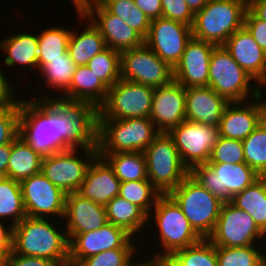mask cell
<instances>
[{
  "label": "cell",
  "mask_w": 266,
  "mask_h": 266,
  "mask_svg": "<svg viewBox=\"0 0 266 266\" xmlns=\"http://www.w3.org/2000/svg\"><path fill=\"white\" fill-rule=\"evenodd\" d=\"M108 87L86 66H77L70 87L57 99L68 104H81L95 111L105 102Z\"/></svg>",
  "instance_id": "26"
},
{
  "label": "cell",
  "mask_w": 266,
  "mask_h": 266,
  "mask_svg": "<svg viewBox=\"0 0 266 266\" xmlns=\"http://www.w3.org/2000/svg\"><path fill=\"white\" fill-rule=\"evenodd\" d=\"M261 124L260 93L245 102L229 103L221 116L219 136L243 141Z\"/></svg>",
  "instance_id": "24"
},
{
  "label": "cell",
  "mask_w": 266,
  "mask_h": 266,
  "mask_svg": "<svg viewBox=\"0 0 266 266\" xmlns=\"http://www.w3.org/2000/svg\"><path fill=\"white\" fill-rule=\"evenodd\" d=\"M193 37L191 26L164 17L151 20L144 43L172 68Z\"/></svg>",
  "instance_id": "17"
},
{
  "label": "cell",
  "mask_w": 266,
  "mask_h": 266,
  "mask_svg": "<svg viewBox=\"0 0 266 266\" xmlns=\"http://www.w3.org/2000/svg\"><path fill=\"white\" fill-rule=\"evenodd\" d=\"M80 28L71 29L68 52L77 66H84L98 53L107 48L100 31L83 15L81 9H75ZM84 20V21H83ZM85 23V24H84ZM85 27H84V25ZM83 25V26H82ZM81 32V33H80Z\"/></svg>",
  "instance_id": "28"
},
{
  "label": "cell",
  "mask_w": 266,
  "mask_h": 266,
  "mask_svg": "<svg viewBox=\"0 0 266 266\" xmlns=\"http://www.w3.org/2000/svg\"><path fill=\"white\" fill-rule=\"evenodd\" d=\"M185 87L176 81L155 88L150 119L159 132L168 133L186 120Z\"/></svg>",
  "instance_id": "20"
},
{
  "label": "cell",
  "mask_w": 266,
  "mask_h": 266,
  "mask_svg": "<svg viewBox=\"0 0 266 266\" xmlns=\"http://www.w3.org/2000/svg\"><path fill=\"white\" fill-rule=\"evenodd\" d=\"M13 250V246H0V266H6L9 253Z\"/></svg>",
  "instance_id": "54"
},
{
  "label": "cell",
  "mask_w": 266,
  "mask_h": 266,
  "mask_svg": "<svg viewBox=\"0 0 266 266\" xmlns=\"http://www.w3.org/2000/svg\"><path fill=\"white\" fill-rule=\"evenodd\" d=\"M12 151V142L0 146V177H7V167Z\"/></svg>",
  "instance_id": "51"
},
{
  "label": "cell",
  "mask_w": 266,
  "mask_h": 266,
  "mask_svg": "<svg viewBox=\"0 0 266 266\" xmlns=\"http://www.w3.org/2000/svg\"><path fill=\"white\" fill-rule=\"evenodd\" d=\"M216 46L192 37L173 68L174 81L185 88L208 86L210 57Z\"/></svg>",
  "instance_id": "19"
},
{
  "label": "cell",
  "mask_w": 266,
  "mask_h": 266,
  "mask_svg": "<svg viewBox=\"0 0 266 266\" xmlns=\"http://www.w3.org/2000/svg\"><path fill=\"white\" fill-rule=\"evenodd\" d=\"M110 13L123 19L125 23L138 31L144 38L147 36L150 20L136 7L134 0H97Z\"/></svg>",
  "instance_id": "39"
},
{
  "label": "cell",
  "mask_w": 266,
  "mask_h": 266,
  "mask_svg": "<svg viewBox=\"0 0 266 266\" xmlns=\"http://www.w3.org/2000/svg\"><path fill=\"white\" fill-rule=\"evenodd\" d=\"M97 154L96 142L89 146L70 147L57 151L42 158L41 172L66 194L75 193L80 189L85 173Z\"/></svg>",
  "instance_id": "10"
},
{
  "label": "cell",
  "mask_w": 266,
  "mask_h": 266,
  "mask_svg": "<svg viewBox=\"0 0 266 266\" xmlns=\"http://www.w3.org/2000/svg\"><path fill=\"white\" fill-rule=\"evenodd\" d=\"M120 78L153 88L174 80L173 68L145 43L120 52Z\"/></svg>",
  "instance_id": "13"
},
{
  "label": "cell",
  "mask_w": 266,
  "mask_h": 266,
  "mask_svg": "<svg viewBox=\"0 0 266 266\" xmlns=\"http://www.w3.org/2000/svg\"><path fill=\"white\" fill-rule=\"evenodd\" d=\"M6 266H57L53 261L34 256H23L9 253Z\"/></svg>",
  "instance_id": "48"
},
{
  "label": "cell",
  "mask_w": 266,
  "mask_h": 266,
  "mask_svg": "<svg viewBox=\"0 0 266 266\" xmlns=\"http://www.w3.org/2000/svg\"><path fill=\"white\" fill-rule=\"evenodd\" d=\"M208 87L229 103L258 97L260 85L232 58L223 45L216 46L210 57Z\"/></svg>",
  "instance_id": "6"
},
{
  "label": "cell",
  "mask_w": 266,
  "mask_h": 266,
  "mask_svg": "<svg viewBox=\"0 0 266 266\" xmlns=\"http://www.w3.org/2000/svg\"><path fill=\"white\" fill-rule=\"evenodd\" d=\"M57 266H71L69 263H64V264H60V265H57Z\"/></svg>",
  "instance_id": "59"
},
{
  "label": "cell",
  "mask_w": 266,
  "mask_h": 266,
  "mask_svg": "<svg viewBox=\"0 0 266 266\" xmlns=\"http://www.w3.org/2000/svg\"><path fill=\"white\" fill-rule=\"evenodd\" d=\"M134 3L150 21L162 17L161 0H134Z\"/></svg>",
  "instance_id": "49"
},
{
  "label": "cell",
  "mask_w": 266,
  "mask_h": 266,
  "mask_svg": "<svg viewBox=\"0 0 266 266\" xmlns=\"http://www.w3.org/2000/svg\"><path fill=\"white\" fill-rule=\"evenodd\" d=\"M216 247L266 245V235L253 218L231 202L223 203L212 234L207 238ZM260 242V243H259Z\"/></svg>",
  "instance_id": "12"
},
{
  "label": "cell",
  "mask_w": 266,
  "mask_h": 266,
  "mask_svg": "<svg viewBox=\"0 0 266 266\" xmlns=\"http://www.w3.org/2000/svg\"><path fill=\"white\" fill-rule=\"evenodd\" d=\"M189 175L222 202L252 185L261 176L246 163H207L194 165Z\"/></svg>",
  "instance_id": "9"
},
{
  "label": "cell",
  "mask_w": 266,
  "mask_h": 266,
  "mask_svg": "<svg viewBox=\"0 0 266 266\" xmlns=\"http://www.w3.org/2000/svg\"><path fill=\"white\" fill-rule=\"evenodd\" d=\"M8 74L9 73L5 72V69L2 70V68H0V108L21 106L20 97L15 96L18 91L14 89V84L10 77H8Z\"/></svg>",
  "instance_id": "47"
},
{
  "label": "cell",
  "mask_w": 266,
  "mask_h": 266,
  "mask_svg": "<svg viewBox=\"0 0 266 266\" xmlns=\"http://www.w3.org/2000/svg\"><path fill=\"white\" fill-rule=\"evenodd\" d=\"M141 252L144 251L141 249H111L87 257L77 266H136L140 262L139 259L143 258Z\"/></svg>",
  "instance_id": "42"
},
{
  "label": "cell",
  "mask_w": 266,
  "mask_h": 266,
  "mask_svg": "<svg viewBox=\"0 0 266 266\" xmlns=\"http://www.w3.org/2000/svg\"><path fill=\"white\" fill-rule=\"evenodd\" d=\"M24 209L28 217L62 220L66 193L55 186L42 172L20 182ZM62 218V219H61Z\"/></svg>",
  "instance_id": "16"
},
{
  "label": "cell",
  "mask_w": 266,
  "mask_h": 266,
  "mask_svg": "<svg viewBox=\"0 0 266 266\" xmlns=\"http://www.w3.org/2000/svg\"><path fill=\"white\" fill-rule=\"evenodd\" d=\"M232 58L260 86L266 80V53L243 26L223 44Z\"/></svg>",
  "instance_id": "22"
},
{
  "label": "cell",
  "mask_w": 266,
  "mask_h": 266,
  "mask_svg": "<svg viewBox=\"0 0 266 266\" xmlns=\"http://www.w3.org/2000/svg\"><path fill=\"white\" fill-rule=\"evenodd\" d=\"M169 195L180 206L195 232L202 239L208 238L216 226L224 202L206 190L189 174Z\"/></svg>",
  "instance_id": "7"
},
{
  "label": "cell",
  "mask_w": 266,
  "mask_h": 266,
  "mask_svg": "<svg viewBox=\"0 0 266 266\" xmlns=\"http://www.w3.org/2000/svg\"><path fill=\"white\" fill-rule=\"evenodd\" d=\"M121 181L109 162L99 154L91 161L78 194L83 198L105 206L119 194Z\"/></svg>",
  "instance_id": "23"
},
{
  "label": "cell",
  "mask_w": 266,
  "mask_h": 266,
  "mask_svg": "<svg viewBox=\"0 0 266 266\" xmlns=\"http://www.w3.org/2000/svg\"><path fill=\"white\" fill-rule=\"evenodd\" d=\"M147 220V223H149L148 225H151L147 226L149 229L147 228L146 231L152 230L153 232H148L147 236L149 235L153 238L152 235H156V238L154 237V239H151V243L155 241L156 247H152L155 248L156 251L153 252L152 250L151 253L149 251L147 255L145 254L144 257H148V259L146 257V260L164 262L174 252L194 245L202 239L191 227L189 220L182 212L180 206L169 194H161L158 197ZM150 227L152 228L150 229ZM154 229L156 233L153 231Z\"/></svg>",
  "instance_id": "2"
},
{
  "label": "cell",
  "mask_w": 266,
  "mask_h": 266,
  "mask_svg": "<svg viewBox=\"0 0 266 266\" xmlns=\"http://www.w3.org/2000/svg\"><path fill=\"white\" fill-rule=\"evenodd\" d=\"M22 97L19 136L41 156L95 143L96 111L90 106Z\"/></svg>",
  "instance_id": "1"
},
{
  "label": "cell",
  "mask_w": 266,
  "mask_h": 266,
  "mask_svg": "<svg viewBox=\"0 0 266 266\" xmlns=\"http://www.w3.org/2000/svg\"><path fill=\"white\" fill-rule=\"evenodd\" d=\"M247 9L248 0H209L194 14L191 26L193 38L223 45L243 27Z\"/></svg>",
  "instance_id": "5"
},
{
  "label": "cell",
  "mask_w": 266,
  "mask_h": 266,
  "mask_svg": "<svg viewBox=\"0 0 266 266\" xmlns=\"http://www.w3.org/2000/svg\"><path fill=\"white\" fill-rule=\"evenodd\" d=\"M42 158L21 136L12 142L7 177L21 182L41 172Z\"/></svg>",
  "instance_id": "31"
},
{
  "label": "cell",
  "mask_w": 266,
  "mask_h": 266,
  "mask_svg": "<svg viewBox=\"0 0 266 266\" xmlns=\"http://www.w3.org/2000/svg\"><path fill=\"white\" fill-rule=\"evenodd\" d=\"M231 203L247 212L257 227L266 235V176L231 198Z\"/></svg>",
  "instance_id": "32"
},
{
  "label": "cell",
  "mask_w": 266,
  "mask_h": 266,
  "mask_svg": "<svg viewBox=\"0 0 266 266\" xmlns=\"http://www.w3.org/2000/svg\"><path fill=\"white\" fill-rule=\"evenodd\" d=\"M208 163H245L242 141L219 136Z\"/></svg>",
  "instance_id": "43"
},
{
  "label": "cell",
  "mask_w": 266,
  "mask_h": 266,
  "mask_svg": "<svg viewBox=\"0 0 266 266\" xmlns=\"http://www.w3.org/2000/svg\"><path fill=\"white\" fill-rule=\"evenodd\" d=\"M71 28L68 27H47L38 32V70L47 63V59L62 58L68 51V43Z\"/></svg>",
  "instance_id": "36"
},
{
  "label": "cell",
  "mask_w": 266,
  "mask_h": 266,
  "mask_svg": "<svg viewBox=\"0 0 266 266\" xmlns=\"http://www.w3.org/2000/svg\"><path fill=\"white\" fill-rule=\"evenodd\" d=\"M77 65L71 59V56L68 51H66L62 58H55V59H47V63L44 64L39 70L38 75L42 76L43 80L45 81V86L48 90L51 91H59L58 94L50 93H43L42 95H35V93H31L30 99L35 100H57L69 87L72 81L73 74L75 73ZM47 94V95H46Z\"/></svg>",
  "instance_id": "29"
},
{
  "label": "cell",
  "mask_w": 266,
  "mask_h": 266,
  "mask_svg": "<svg viewBox=\"0 0 266 266\" xmlns=\"http://www.w3.org/2000/svg\"><path fill=\"white\" fill-rule=\"evenodd\" d=\"M137 240L122 227L108 222L97 230L76 234L69 240V264L77 266L83 259L111 249L146 246Z\"/></svg>",
  "instance_id": "14"
},
{
  "label": "cell",
  "mask_w": 266,
  "mask_h": 266,
  "mask_svg": "<svg viewBox=\"0 0 266 266\" xmlns=\"http://www.w3.org/2000/svg\"><path fill=\"white\" fill-rule=\"evenodd\" d=\"M81 11L100 31L107 47L122 52L144 44V37L138 31L110 13L100 2H89Z\"/></svg>",
  "instance_id": "18"
},
{
  "label": "cell",
  "mask_w": 266,
  "mask_h": 266,
  "mask_svg": "<svg viewBox=\"0 0 266 266\" xmlns=\"http://www.w3.org/2000/svg\"><path fill=\"white\" fill-rule=\"evenodd\" d=\"M62 221L26 216L13 227L12 251L18 255L49 259L56 265L69 263V240Z\"/></svg>",
  "instance_id": "3"
},
{
  "label": "cell",
  "mask_w": 266,
  "mask_h": 266,
  "mask_svg": "<svg viewBox=\"0 0 266 266\" xmlns=\"http://www.w3.org/2000/svg\"><path fill=\"white\" fill-rule=\"evenodd\" d=\"M112 166L121 181L148 180L144 152L98 153Z\"/></svg>",
  "instance_id": "33"
},
{
  "label": "cell",
  "mask_w": 266,
  "mask_h": 266,
  "mask_svg": "<svg viewBox=\"0 0 266 266\" xmlns=\"http://www.w3.org/2000/svg\"><path fill=\"white\" fill-rule=\"evenodd\" d=\"M136 266H162V262L159 261H149L144 258L140 259V262Z\"/></svg>",
  "instance_id": "56"
},
{
  "label": "cell",
  "mask_w": 266,
  "mask_h": 266,
  "mask_svg": "<svg viewBox=\"0 0 266 266\" xmlns=\"http://www.w3.org/2000/svg\"><path fill=\"white\" fill-rule=\"evenodd\" d=\"M21 106L0 108V146L13 142L19 136Z\"/></svg>",
  "instance_id": "44"
},
{
  "label": "cell",
  "mask_w": 266,
  "mask_h": 266,
  "mask_svg": "<svg viewBox=\"0 0 266 266\" xmlns=\"http://www.w3.org/2000/svg\"><path fill=\"white\" fill-rule=\"evenodd\" d=\"M160 132L150 118L96 119L98 153L143 152Z\"/></svg>",
  "instance_id": "4"
},
{
  "label": "cell",
  "mask_w": 266,
  "mask_h": 266,
  "mask_svg": "<svg viewBox=\"0 0 266 266\" xmlns=\"http://www.w3.org/2000/svg\"><path fill=\"white\" fill-rule=\"evenodd\" d=\"M164 263L166 266H218L216 246L207 238L174 252Z\"/></svg>",
  "instance_id": "35"
},
{
  "label": "cell",
  "mask_w": 266,
  "mask_h": 266,
  "mask_svg": "<svg viewBox=\"0 0 266 266\" xmlns=\"http://www.w3.org/2000/svg\"><path fill=\"white\" fill-rule=\"evenodd\" d=\"M108 88L120 80V52L109 47L96 54L86 65Z\"/></svg>",
  "instance_id": "40"
},
{
  "label": "cell",
  "mask_w": 266,
  "mask_h": 266,
  "mask_svg": "<svg viewBox=\"0 0 266 266\" xmlns=\"http://www.w3.org/2000/svg\"><path fill=\"white\" fill-rule=\"evenodd\" d=\"M243 26L266 53V22L258 19L249 9H247L244 16Z\"/></svg>",
  "instance_id": "46"
},
{
  "label": "cell",
  "mask_w": 266,
  "mask_h": 266,
  "mask_svg": "<svg viewBox=\"0 0 266 266\" xmlns=\"http://www.w3.org/2000/svg\"><path fill=\"white\" fill-rule=\"evenodd\" d=\"M263 87H264V89H263ZM265 89H266V80H265L264 83L260 86V90H261V91H266Z\"/></svg>",
  "instance_id": "58"
},
{
  "label": "cell",
  "mask_w": 266,
  "mask_h": 266,
  "mask_svg": "<svg viewBox=\"0 0 266 266\" xmlns=\"http://www.w3.org/2000/svg\"><path fill=\"white\" fill-rule=\"evenodd\" d=\"M168 134L174 140L181 161L190 170L194 165L208 163L219 138V128L185 120Z\"/></svg>",
  "instance_id": "15"
},
{
  "label": "cell",
  "mask_w": 266,
  "mask_h": 266,
  "mask_svg": "<svg viewBox=\"0 0 266 266\" xmlns=\"http://www.w3.org/2000/svg\"><path fill=\"white\" fill-rule=\"evenodd\" d=\"M13 227L8 222L0 220V246H13Z\"/></svg>",
  "instance_id": "50"
},
{
  "label": "cell",
  "mask_w": 266,
  "mask_h": 266,
  "mask_svg": "<svg viewBox=\"0 0 266 266\" xmlns=\"http://www.w3.org/2000/svg\"><path fill=\"white\" fill-rule=\"evenodd\" d=\"M264 93L265 92L260 91V112L261 123L266 127V97H264Z\"/></svg>",
  "instance_id": "55"
},
{
  "label": "cell",
  "mask_w": 266,
  "mask_h": 266,
  "mask_svg": "<svg viewBox=\"0 0 266 266\" xmlns=\"http://www.w3.org/2000/svg\"><path fill=\"white\" fill-rule=\"evenodd\" d=\"M143 152L148 180L161 194H169L189 174L168 133L160 132Z\"/></svg>",
  "instance_id": "8"
},
{
  "label": "cell",
  "mask_w": 266,
  "mask_h": 266,
  "mask_svg": "<svg viewBox=\"0 0 266 266\" xmlns=\"http://www.w3.org/2000/svg\"><path fill=\"white\" fill-rule=\"evenodd\" d=\"M74 7V9H81L84 7L87 3L92 2V1H97V0H70Z\"/></svg>",
  "instance_id": "57"
},
{
  "label": "cell",
  "mask_w": 266,
  "mask_h": 266,
  "mask_svg": "<svg viewBox=\"0 0 266 266\" xmlns=\"http://www.w3.org/2000/svg\"><path fill=\"white\" fill-rule=\"evenodd\" d=\"M154 90L120 79L108 88L105 102L96 111V119L149 118Z\"/></svg>",
  "instance_id": "11"
},
{
  "label": "cell",
  "mask_w": 266,
  "mask_h": 266,
  "mask_svg": "<svg viewBox=\"0 0 266 266\" xmlns=\"http://www.w3.org/2000/svg\"><path fill=\"white\" fill-rule=\"evenodd\" d=\"M0 51L3 56L4 65L14 70L18 67L24 71L38 72V33H22L19 31L12 33L8 37L0 39ZM5 52V53H4ZM18 64V65H17ZM26 68V69H25ZM36 70V71H35Z\"/></svg>",
  "instance_id": "27"
},
{
  "label": "cell",
  "mask_w": 266,
  "mask_h": 266,
  "mask_svg": "<svg viewBox=\"0 0 266 266\" xmlns=\"http://www.w3.org/2000/svg\"><path fill=\"white\" fill-rule=\"evenodd\" d=\"M26 216L20 182L0 177V220L15 226Z\"/></svg>",
  "instance_id": "34"
},
{
  "label": "cell",
  "mask_w": 266,
  "mask_h": 266,
  "mask_svg": "<svg viewBox=\"0 0 266 266\" xmlns=\"http://www.w3.org/2000/svg\"><path fill=\"white\" fill-rule=\"evenodd\" d=\"M248 9L258 19L266 22V0H248Z\"/></svg>",
  "instance_id": "52"
},
{
  "label": "cell",
  "mask_w": 266,
  "mask_h": 266,
  "mask_svg": "<svg viewBox=\"0 0 266 266\" xmlns=\"http://www.w3.org/2000/svg\"><path fill=\"white\" fill-rule=\"evenodd\" d=\"M257 246L216 247L218 266H263L266 263V248Z\"/></svg>",
  "instance_id": "37"
},
{
  "label": "cell",
  "mask_w": 266,
  "mask_h": 266,
  "mask_svg": "<svg viewBox=\"0 0 266 266\" xmlns=\"http://www.w3.org/2000/svg\"><path fill=\"white\" fill-rule=\"evenodd\" d=\"M105 210L108 222L122 227L134 238H139L141 241L138 236L146 231L148 216L138 206L117 195L105 205Z\"/></svg>",
  "instance_id": "30"
},
{
  "label": "cell",
  "mask_w": 266,
  "mask_h": 266,
  "mask_svg": "<svg viewBox=\"0 0 266 266\" xmlns=\"http://www.w3.org/2000/svg\"><path fill=\"white\" fill-rule=\"evenodd\" d=\"M119 196L138 206L147 216L161 193L149 180L121 182Z\"/></svg>",
  "instance_id": "38"
},
{
  "label": "cell",
  "mask_w": 266,
  "mask_h": 266,
  "mask_svg": "<svg viewBox=\"0 0 266 266\" xmlns=\"http://www.w3.org/2000/svg\"><path fill=\"white\" fill-rule=\"evenodd\" d=\"M193 14L199 12L209 0H185Z\"/></svg>",
  "instance_id": "53"
},
{
  "label": "cell",
  "mask_w": 266,
  "mask_h": 266,
  "mask_svg": "<svg viewBox=\"0 0 266 266\" xmlns=\"http://www.w3.org/2000/svg\"><path fill=\"white\" fill-rule=\"evenodd\" d=\"M162 17L192 26L194 14L185 0H161Z\"/></svg>",
  "instance_id": "45"
},
{
  "label": "cell",
  "mask_w": 266,
  "mask_h": 266,
  "mask_svg": "<svg viewBox=\"0 0 266 266\" xmlns=\"http://www.w3.org/2000/svg\"><path fill=\"white\" fill-rule=\"evenodd\" d=\"M242 143L245 163L260 176H266V127L259 124Z\"/></svg>",
  "instance_id": "41"
},
{
  "label": "cell",
  "mask_w": 266,
  "mask_h": 266,
  "mask_svg": "<svg viewBox=\"0 0 266 266\" xmlns=\"http://www.w3.org/2000/svg\"><path fill=\"white\" fill-rule=\"evenodd\" d=\"M186 120L219 127L229 102L208 86L185 88Z\"/></svg>",
  "instance_id": "25"
},
{
  "label": "cell",
  "mask_w": 266,
  "mask_h": 266,
  "mask_svg": "<svg viewBox=\"0 0 266 266\" xmlns=\"http://www.w3.org/2000/svg\"><path fill=\"white\" fill-rule=\"evenodd\" d=\"M63 222L67 238L93 231L108 223L105 206L83 198L77 192L66 195Z\"/></svg>",
  "instance_id": "21"
}]
</instances>
